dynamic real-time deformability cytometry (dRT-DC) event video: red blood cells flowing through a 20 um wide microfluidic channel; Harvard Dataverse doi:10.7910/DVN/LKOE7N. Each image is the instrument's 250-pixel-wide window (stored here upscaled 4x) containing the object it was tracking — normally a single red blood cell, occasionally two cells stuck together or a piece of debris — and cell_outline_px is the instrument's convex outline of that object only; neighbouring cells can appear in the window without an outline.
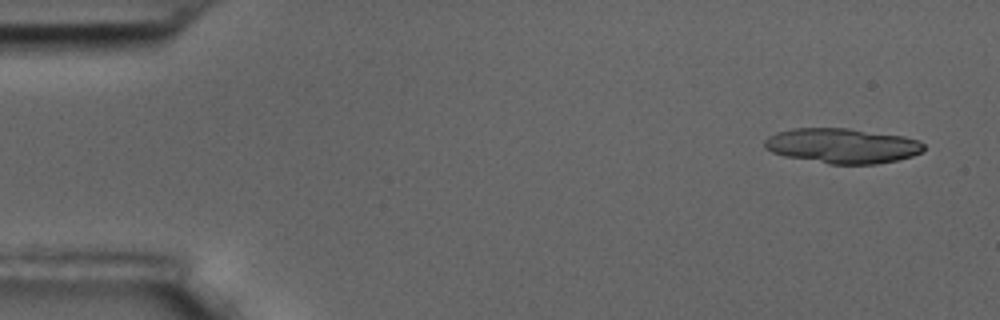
{"species": "common noctule bat (a hibernating species)", "species_latin": "Nyctalus noctula", "temperature_condition": "room temperature", "stored_images_in_passage": 5, "camera_frame_rate_fps": 3000, "um_per_image_px": 0.085, "animal": {"sex": "male", "body_mass_g": 17.5, "forearm_length_mm": 52.3}, "frame": {"image": 1, "passage_image": 1, "time_ms": 0.0, "image_size_px": [1000, 320], "cell_outline_px": [[924, 148], [920, 152], [912, 156], [896, 160], [876, 164], [828, 164], [784, 156], [772, 152], [764, 148], [764, 140], [768, 136], [776, 132], [792, 128], [848, 128], [904, 136], [920, 140], [924, 144]], "centroid_in_image_um": [71.56, 12.38], "position_along_channel_um": 13.4, "area_um2": 32.66}}